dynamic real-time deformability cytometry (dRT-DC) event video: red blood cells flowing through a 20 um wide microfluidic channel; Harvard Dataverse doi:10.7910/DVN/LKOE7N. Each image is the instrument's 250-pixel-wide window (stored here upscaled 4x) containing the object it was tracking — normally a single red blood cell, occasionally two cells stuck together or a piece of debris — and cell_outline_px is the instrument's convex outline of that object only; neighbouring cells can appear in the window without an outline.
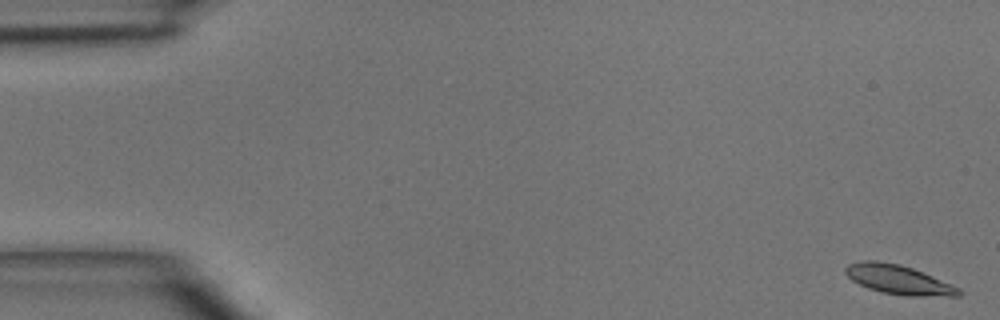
{"species": "common noctule bat (a hibernating species)", "species_latin": "Nyctalus noctula", "temperature_condition": "room temperature", "stored_images_in_passage": 6, "segment_of_instrument_passage": [1, 2], "camera_frame_rate_fps": 3000, "um_per_image_px": 0.085, "animal": {"sex": "male", "body_mass_g": 15.6}, "frame": {"image": 1, "passage_image": 1, "time_ms": 0.0, "image_size_px": [1000, 320], "cell_outline_px": [[964, 292], [960, 296], [904, 296], [880, 292], [868, 288], [852, 280], [844, 272], [844, 268], [848, 264], [864, 260], [876, 260], [900, 264], [912, 268], [932, 276], [960, 288]], "centroid_in_image_um": [76.38, 23.77], "position_along_channel_um": 8.6, "area_um2": 19.42}}
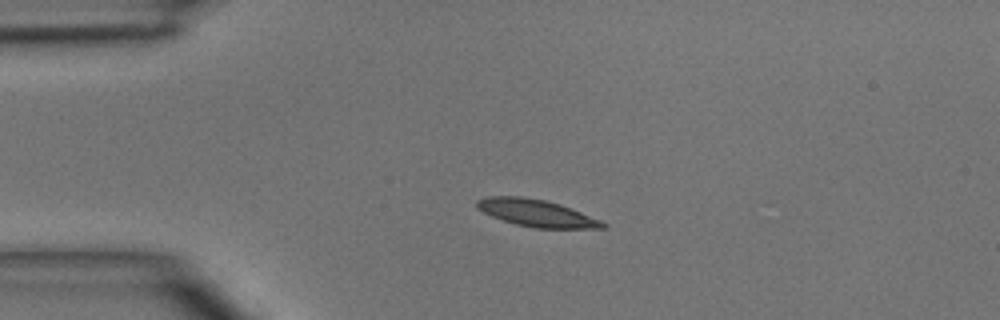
{"frame": {"image": 2, "passage_image": 4, "time_ms": 3.333, "image_size_px": [1000, 320], "cell_outline_px": [[608, 228], [536, 228], [516, 224], [492, 216], [476, 208], [476, 200], [488, 196], [524, 196], [544, 200], [560, 204], [600, 220], [608, 224]], "centroid_in_image_um": [45.59, 18.1], "position_along_channel_um": 39.4, "area_um2": 19.71}}